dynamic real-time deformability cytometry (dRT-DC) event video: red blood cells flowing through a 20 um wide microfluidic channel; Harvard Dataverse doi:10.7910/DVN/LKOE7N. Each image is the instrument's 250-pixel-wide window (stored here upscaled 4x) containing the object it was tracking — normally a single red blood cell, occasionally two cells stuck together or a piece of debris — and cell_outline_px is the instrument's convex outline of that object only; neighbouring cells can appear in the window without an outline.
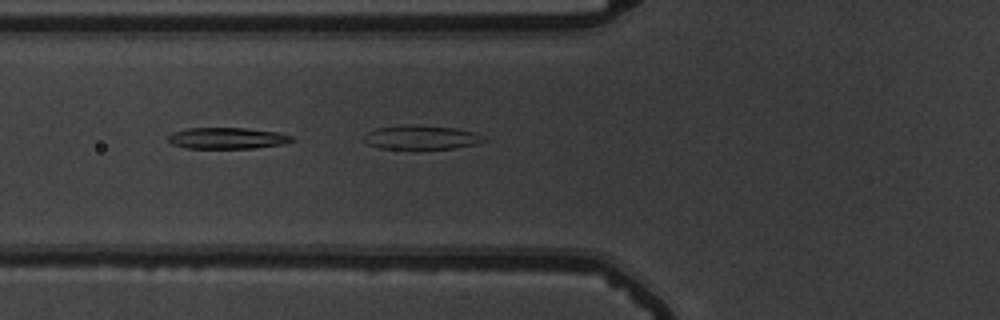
{"species": "common noctule bat (a hibernating species)", "species_latin": "Nyctalus noctula", "temperature_condition": "warm", "stored_images_in_passage": 9, "camera_frame_rate_fps": 3000, "um_per_image_px": 0.085, "animal": {"sex": "male", "body_mass_g": 19.5, "forearm_length_mm": 54.6}, "frame": {"image": 1, "passage_image": 6, "time_ms": 1.667, "image_size_px": [1000, 320], "cell_outline_px": [[292, 140], [284, 144], [252, 148], [184, 148], [172, 144], [168, 140], [168, 136], [172, 132], [188, 128], [248, 128], [280, 132], [292, 136]], "centroid_in_image_um": [19.3, 11.74], "position_along_channel_um": 106.5, "area_um2": 15.37}}